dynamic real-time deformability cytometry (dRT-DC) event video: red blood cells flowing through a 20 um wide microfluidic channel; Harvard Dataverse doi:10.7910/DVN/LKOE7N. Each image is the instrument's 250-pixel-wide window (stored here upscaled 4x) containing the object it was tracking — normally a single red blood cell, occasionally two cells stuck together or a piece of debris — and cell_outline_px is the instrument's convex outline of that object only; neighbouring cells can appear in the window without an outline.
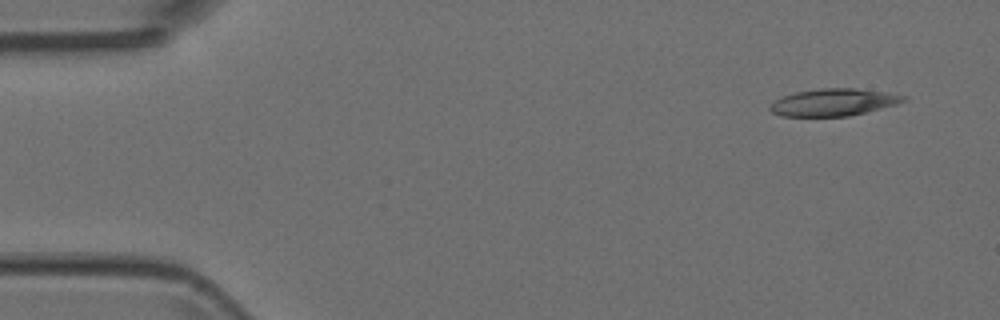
{"species": "Egyptian fruit bat (a non-hibernating species)", "species_latin": "Rousettus aegyptiacus", "temperature_condition": "room temperature", "stored_images_in_passage": 4, "camera_frame_rate_fps": 3000, "um_per_image_px": 0.085, "animal": {"sex": "female"}, "frame": {"image": 1, "passage_image": 1, "time_ms": 0.0, "image_size_px": [1000, 320], "cell_outline_px": [[908, 100], [896, 104], [848, 116], [780, 116], [772, 112], [768, 108], [776, 100], [784, 96], [796, 92], [820, 88], [856, 88], [888, 92], [908, 96]], "centroid_in_image_um": [70.89, 8.68], "position_along_channel_um": 14.1, "area_um2": 21.04}}
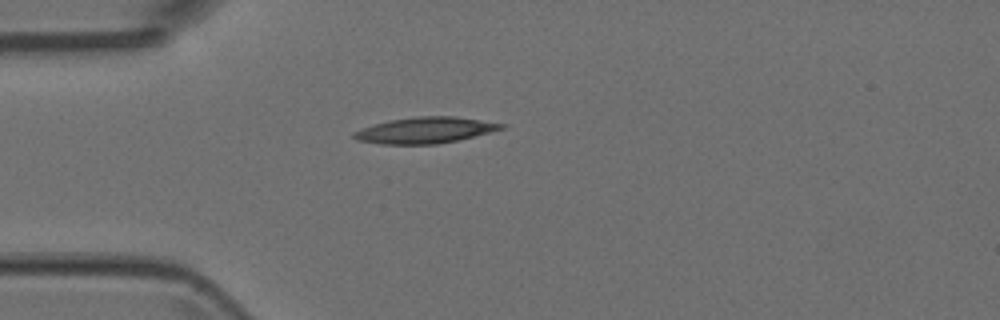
{"frame": {"image": 2, "passage_image": 4, "time_ms": 1.0, "image_size_px": [1000, 320], "cell_outline_px": [[508, 124], [504, 128], [456, 140], [436, 144], [380, 144], [356, 140], [352, 136], [352, 132], [388, 120], [416, 116], [456, 116]], "centroid_in_image_um": [36.12, 11.06], "position_along_channel_um": 48.9, "area_um2": 22.25}}